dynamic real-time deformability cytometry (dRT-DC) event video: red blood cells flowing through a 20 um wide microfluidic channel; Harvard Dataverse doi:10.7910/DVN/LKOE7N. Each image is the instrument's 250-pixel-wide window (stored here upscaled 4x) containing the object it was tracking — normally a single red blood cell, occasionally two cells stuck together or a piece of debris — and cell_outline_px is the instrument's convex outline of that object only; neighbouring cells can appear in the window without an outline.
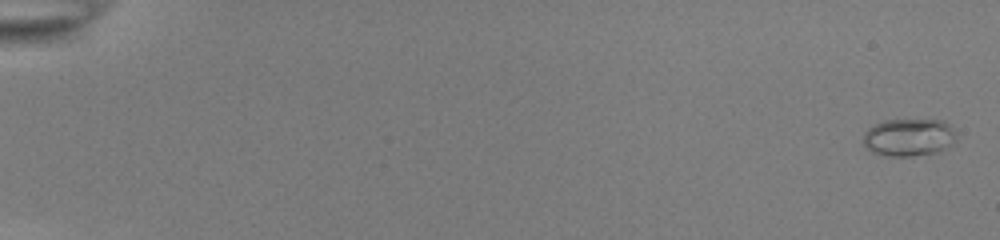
{"species": "common noctule bat (a hibernating species)", "species_latin": "Nyctalus noctula", "temperature_condition": "room temperature", "stored_images_in_passage": 54, "camera_frame_rate_fps": 3000, "um_per_image_px": 0.085, "animal": {"sex": "female", "body_mass_g": 22.0, "forearm_length_mm": 56.7}, "frame": {"image": 1, "passage_image": 1, "time_ms": 0.0, "image_size_px": [1000, 240], "cell_outline_px": [[952, 144], [936, 152], [912, 156], [884, 156], [872, 152], [864, 144], [864, 132], [868, 128], [884, 120], [944, 120], [952, 128]], "centroid_in_image_um": [77.19, 11.67], "position_along_channel_um": 7.8, "area_um2": 20.0}}
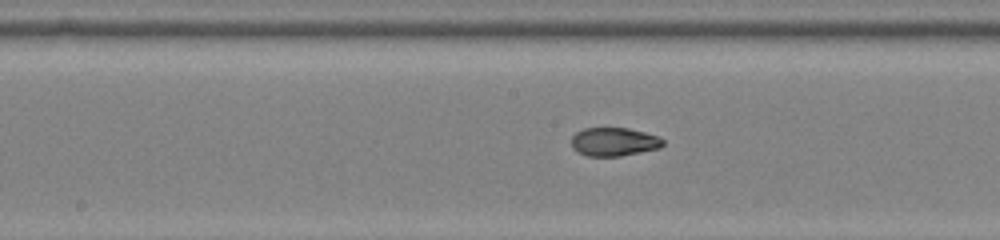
{"frame": {"image": 2, "passage_image": 30, "time_ms": 9.667, "image_size_px": [1000, 240], "cell_outline_px": [[664, 144], [660, 148], [620, 156], [588, 156], [576, 152], [572, 148], [572, 136], [576, 132], [584, 128], [628, 128], [660, 136], [664, 140]], "centroid_in_image_um": [52.19, 12.05], "position_along_channel_um": 196.0, "area_um2": 15.32}}
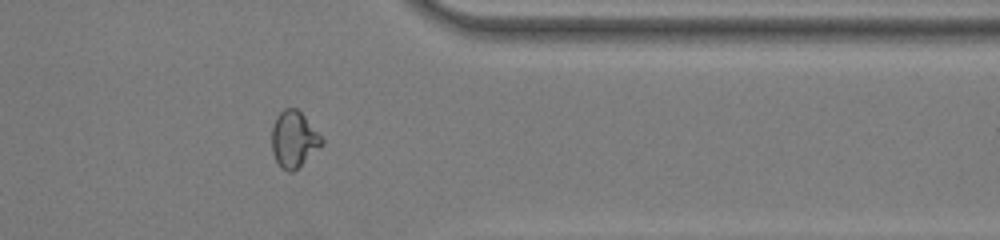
{"frame": {"image": 3, "passage_image": 45, "time_ms": 14.667, "image_size_px": [1000, 240], "cell_outline_px": [[324, 144], [292, 172], [288, 172], [280, 168], [272, 152], [272, 128], [276, 116], [284, 108], [296, 108], [304, 116], [324, 140]], "centroid_in_image_um": [24.96, 11.84], "position_along_channel_um": 386.4, "area_um2": 16.24}, "authors_computed_cell_mechanics": {"area_um2": 16.3574, "velocity_mm_per_s": 3.9023, "shape_relaxation_time_tau1_ms": 7.7353, "shape_relaxation_time_tau2_ms": 1.3362, "deformation_change_tau1": 0.2166, "deformation_change_tau2": 0.0611}}